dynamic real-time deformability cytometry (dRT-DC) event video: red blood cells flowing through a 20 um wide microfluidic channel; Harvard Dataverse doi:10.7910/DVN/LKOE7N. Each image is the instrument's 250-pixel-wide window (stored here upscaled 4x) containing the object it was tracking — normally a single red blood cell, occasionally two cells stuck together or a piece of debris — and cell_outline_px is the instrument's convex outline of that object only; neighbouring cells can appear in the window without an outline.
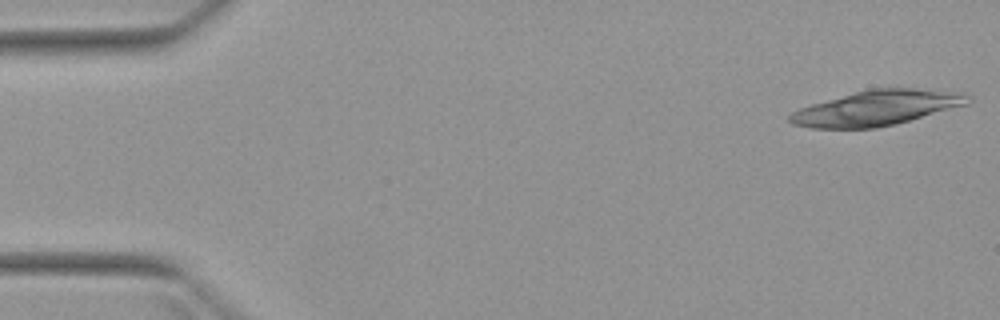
{"species": "Egyptian fruit bat (a non-hibernating species)", "species_latin": "Rousettus aegyptiacus", "temperature_condition": "warm", "stored_images_in_passage": 4, "camera_frame_rate_fps": 3000, "um_per_image_px": 0.085, "animal": {"sex": "female"}, "frame": {"image": 1, "passage_image": 1, "time_ms": 0.0, "image_size_px": [1000, 320], "cell_outline_px": [[972, 100], [968, 104], [896, 124], [876, 128], [812, 128], [792, 124], [788, 120], [788, 116], [792, 112], [800, 108], [812, 104], [856, 92], [872, 88], [916, 88], [964, 92], [972, 96]], "centroid_in_image_um": [74.58, 9.17], "position_along_channel_um": 10.4, "area_um2": 36.36}}